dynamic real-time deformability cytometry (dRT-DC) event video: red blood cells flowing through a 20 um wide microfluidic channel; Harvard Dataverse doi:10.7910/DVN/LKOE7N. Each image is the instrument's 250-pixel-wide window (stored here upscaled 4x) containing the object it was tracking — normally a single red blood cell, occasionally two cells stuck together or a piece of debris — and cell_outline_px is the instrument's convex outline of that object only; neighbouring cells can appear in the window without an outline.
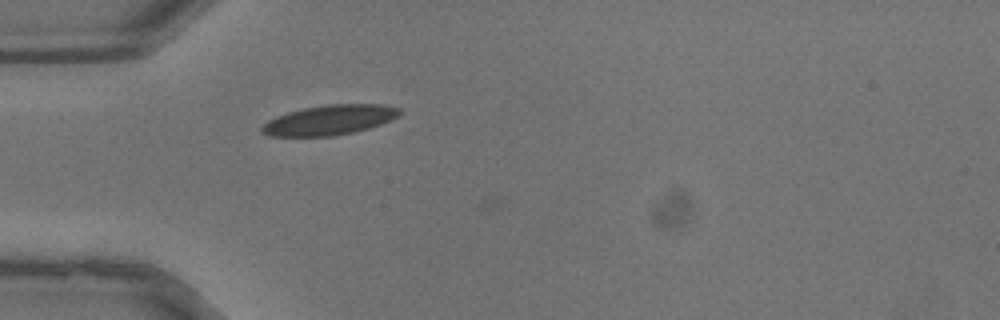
{"species": "common noctule bat (a hibernating species)", "species_latin": "Nyctalus noctula", "temperature_condition": "warm", "stored_images_in_passage": 5, "camera_frame_rate_fps": 3000, "um_per_image_px": 0.085, "animal": {"sex": "male", "body_mass_g": 13.3}, "frame": {"image": 1, "passage_image": 4, "time_ms": 1.0, "image_size_px": [1000, 320], "cell_outline_px": [[400, 116], [392, 120], [368, 128], [352, 132], [332, 136], [268, 136], [260, 132], [260, 128], [268, 120], [276, 116], [288, 112], [304, 108], [328, 104], [380, 104], [400, 108]], "centroid_in_image_um": [27.99, 10.2], "position_along_channel_um": 57.0, "area_um2": 23.99}}